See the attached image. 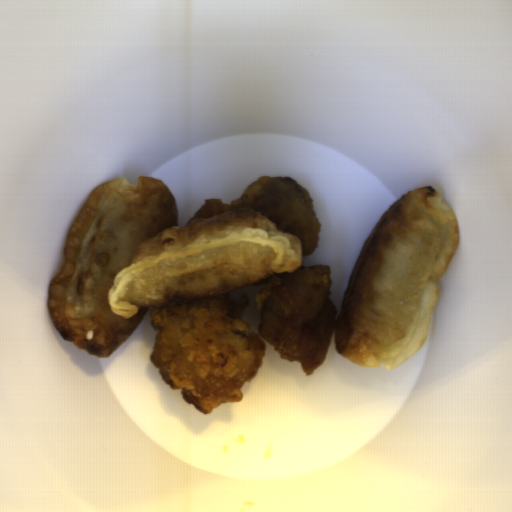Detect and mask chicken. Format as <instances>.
<instances>
[{
  "label": "chicken",
  "instance_id": "52989762",
  "mask_svg": "<svg viewBox=\"0 0 512 512\" xmlns=\"http://www.w3.org/2000/svg\"><path fill=\"white\" fill-rule=\"evenodd\" d=\"M241 208L257 211L272 220L277 230L298 236L302 242V257L318 249L322 223L317 219L311 196L299 183L287 177L264 175L232 203H223L216 197L205 199L204 206L186 222L185 227L192 220Z\"/></svg>",
  "mask_w": 512,
  "mask_h": 512
},
{
  "label": "chicken",
  "instance_id": "ae283196",
  "mask_svg": "<svg viewBox=\"0 0 512 512\" xmlns=\"http://www.w3.org/2000/svg\"><path fill=\"white\" fill-rule=\"evenodd\" d=\"M330 265L274 272L235 292L153 308L157 331L150 360L172 390L205 414L242 400L260 370L266 344L312 375L325 361L337 310Z\"/></svg>",
  "mask_w": 512,
  "mask_h": 512
}]
</instances>
